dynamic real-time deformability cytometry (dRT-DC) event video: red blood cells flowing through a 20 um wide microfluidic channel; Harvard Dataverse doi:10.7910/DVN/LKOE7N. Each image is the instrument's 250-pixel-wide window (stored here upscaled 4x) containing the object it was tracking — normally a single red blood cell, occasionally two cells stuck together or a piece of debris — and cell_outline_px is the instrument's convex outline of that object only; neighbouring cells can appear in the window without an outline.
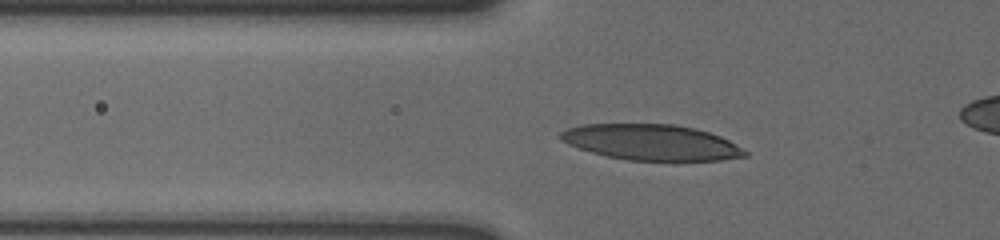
{"species": "human", "species_latin": "Homo sapiens", "temperature_condition": "cold", "stored_images_in_passage": 36, "camera_frame_rate_fps": 3000, "um_per_image_px": 0.085, "donor": {"sex": "male"}, "frame": {"image": 1, "passage_image": 2, "time_ms": 0.333, "image_size_px": [1000, 240], "cell_outline_px": [[748, 156], [720, 160], [676, 164], [628, 160], [608, 156], [592, 152], [568, 144], [560, 140], [556, 136], [560, 132], [568, 128], [580, 124], [672, 124], [696, 128], [720, 136], [728, 140], [748, 152]], "centroid_in_image_um": [55.4, 12.14], "position_along_channel_um": 70.4, "area_um2": 39.59}}
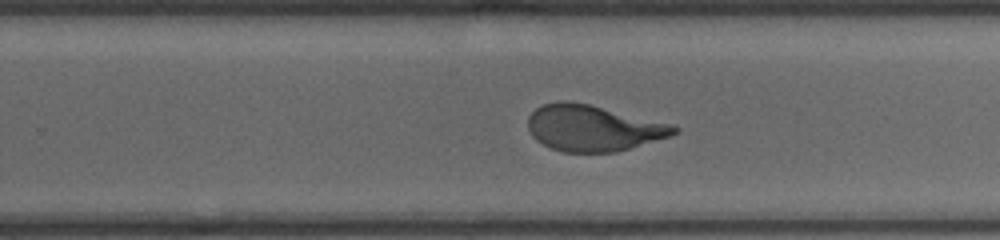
{"frame": {"image": 2, "passage_image": 20, "time_ms": 6.333, "image_size_px": [1000, 240], "cell_outline_px": [[680, 132], [668, 136], [616, 152], [564, 152], [552, 148], [536, 140], [532, 136], [528, 128], [528, 116], [536, 108], [544, 104], [560, 100], [564, 100], [588, 104], [672, 124], [680, 128]], "centroid_in_image_um": [50.39, 10.88], "position_along_channel_um": 279.4, "area_um2": 38.84}}
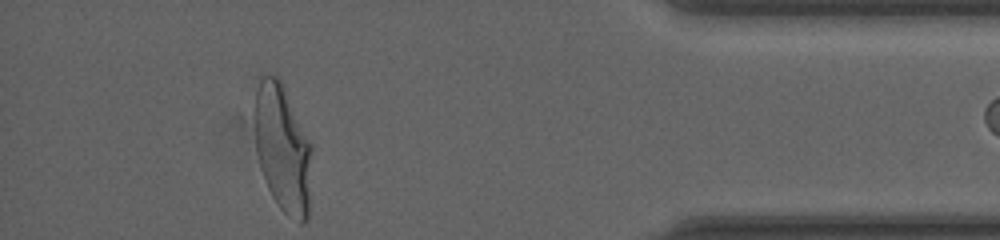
{"frame": {"image": 3, "passage_image": 34, "time_ms": 11.0, "image_size_px": [1000, 240], "cell_outline_px": [[312, 148], [308, 220], [304, 224], [300, 224], [284, 212], [280, 208], [272, 196], [268, 188], [260, 168], [256, 152], [256, 92], [260, 76], [268, 72], [276, 76], [280, 80], [312, 144]], "centroid_in_image_um": [24.05, 12.65], "position_along_channel_um": 411.2, "area_um2": 42.48}}